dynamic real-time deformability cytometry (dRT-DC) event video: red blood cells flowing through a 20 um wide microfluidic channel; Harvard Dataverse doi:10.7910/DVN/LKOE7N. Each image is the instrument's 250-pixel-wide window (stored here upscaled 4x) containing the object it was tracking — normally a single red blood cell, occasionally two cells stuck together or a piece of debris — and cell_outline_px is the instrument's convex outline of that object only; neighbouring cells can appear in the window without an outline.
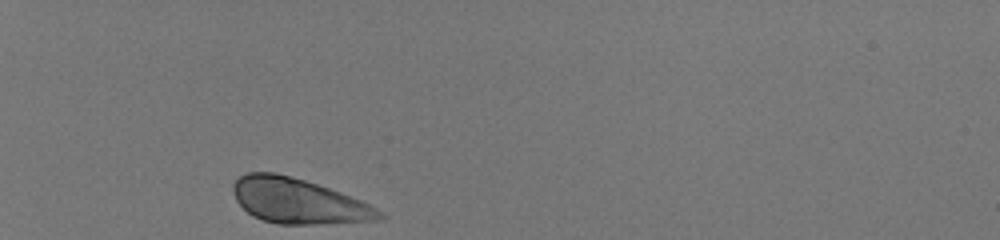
{"species": "human", "species_latin": "Homo sapiens", "temperature_condition": "room temperature", "stored_images_in_passage": 31, "camera_frame_rate_fps": 3000, "um_per_image_px": 0.085, "donor": {"sex": "male"}, "frame": {"image": 1, "passage_image": 1, "time_ms": 0.0, "image_size_px": [1000, 240], "cell_outline_px": [[388, 216], [380, 220], [316, 224], [276, 224], [252, 216], [236, 200], [232, 192], [232, 184], [240, 176], [248, 172], [276, 172], [292, 176], [340, 192], [360, 200], [376, 208]], "centroid_in_image_um": [25.34, 17.08], "position_along_channel_um": 59.7, "area_um2": 38.38}}
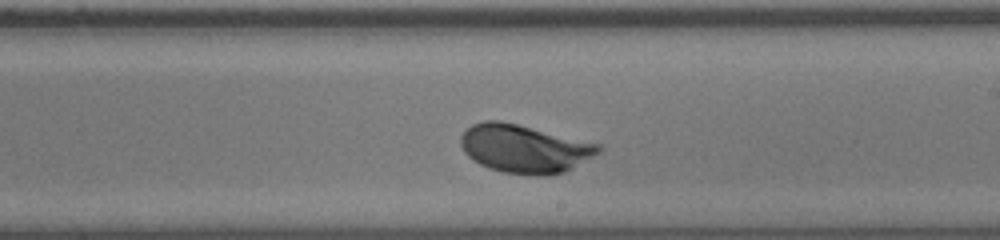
{"frame": {"image": 2, "passage_image": 18, "time_ms": 5.667, "image_size_px": [1000, 240], "cell_outline_px": [[604, 148], [600, 152], [572, 168], [564, 172], [548, 176], [536, 176], [504, 172], [488, 168], [472, 160], [464, 152], [460, 144], [460, 136], [472, 124], [484, 120], [500, 120], [600, 144]], "centroid_in_image_um": [44.56, 12.64], "position_along_channel_um": 244.4, "area_um2": 38.73}}
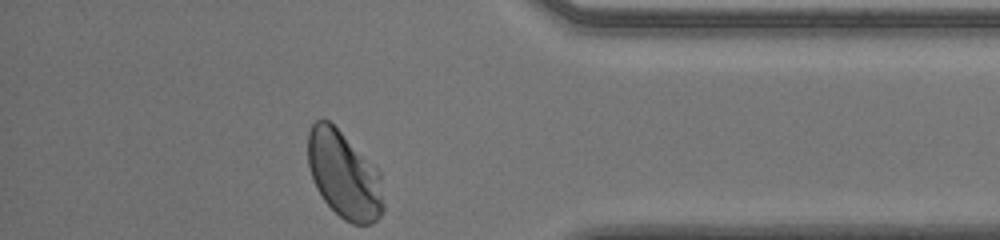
{"frame": {"image": 3, "passage_image": 31, "time_ms": 10.0, "image_size_px": [1000, 240], "cell_outline_px": [[384, 208], [380, 216], [372, 224], [352, 224], [344, 220], [324, 200], [316, 188], [308, 164], [308, 132], [312, 124], [316, 120], [328, 120], [380, 172], [384, 204]], "centroid_in_image_um": [29.24, 14.9], "position_along_channel_um": 406.0, "area_um2": 37.86}, "authors_computed_cell_mechanics": {"area_um2": 37.9168, "velocity_mm_per_s": 3.9648, "shape_relaxation_time_tau1_ms": 2.1248, "shape_relaxation_time_tau2_ms": null, "deformation_change_tau1": 0.1292, "deformation_change_tau2": null}}